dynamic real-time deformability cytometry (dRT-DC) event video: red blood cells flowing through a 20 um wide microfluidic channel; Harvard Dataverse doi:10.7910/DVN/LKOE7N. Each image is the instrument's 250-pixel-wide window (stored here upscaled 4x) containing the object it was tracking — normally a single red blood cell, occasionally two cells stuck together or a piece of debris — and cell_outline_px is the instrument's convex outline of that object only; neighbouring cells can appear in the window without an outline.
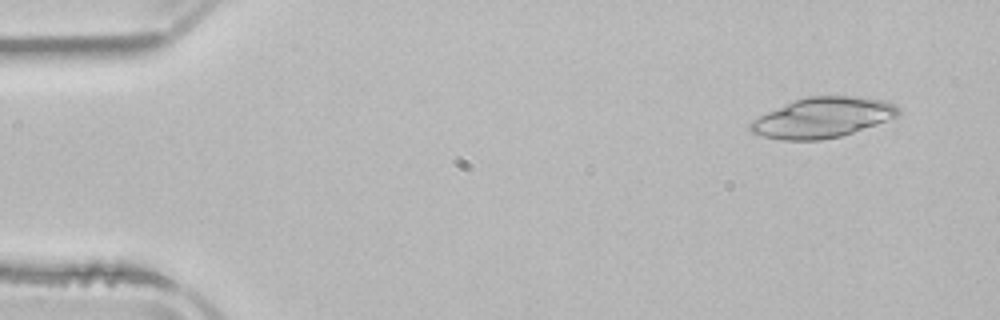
{"species": "common noctule bat (a hibernating species)", "species_latin": "Nyctalus noctula", "temperature_condition": "room temperature", "stored_images_in_passage": 4, "camera_frame_rate_fps": 3000, "um_per_image_px": 0.085, "animal": {"sex": "male", "body_mass_g": 21.5, "forearm_length_mm": 52.0}, "frame": {"image": 1, "passage_image": 1, "time_ms": 0.0, "image_size_px": [1000, 320], "cell_outline_px": [[900, 112], [896, 116], [876, 124], [840, 136], [820, 140], [780, 140], [764, 136], [752, 132], [748, 128], [748, 124], [752, 120], [792, 100], [808, 96], [860, 96], [884, 100], [896, 104], [900, 108]], "centroid_in_image_um": [69.91, 9.98], "position_along_channel_um": 15.1, "area_um2": 34.56}}